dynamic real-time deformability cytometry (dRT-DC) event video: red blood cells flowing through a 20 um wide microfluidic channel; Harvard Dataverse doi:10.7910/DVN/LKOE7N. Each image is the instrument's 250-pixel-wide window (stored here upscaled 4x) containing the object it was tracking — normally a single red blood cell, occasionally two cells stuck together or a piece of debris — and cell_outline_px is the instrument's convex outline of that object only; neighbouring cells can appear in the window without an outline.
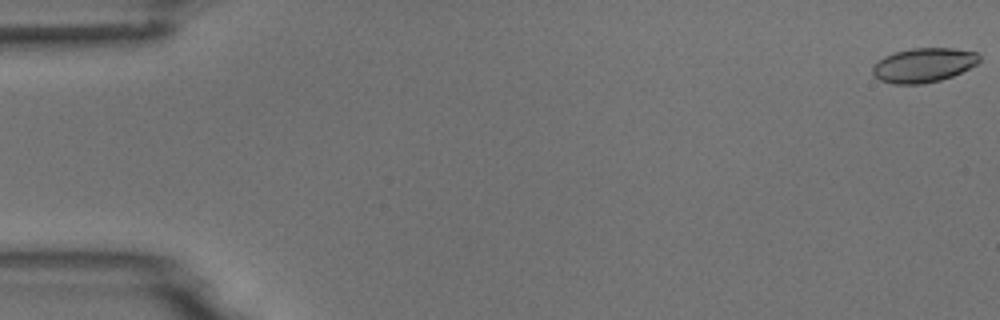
{"species": "common noctule bat (a hibernating species)", "species_latin": "Nyctalus noctula", "temperature_condition": "room temperature", "stored_images_in_passage": 8, "camera_frame_rate_fps": 3000, "um_per_image_px": 0.085, "animal": {"sex": "male", "body_mass_g": 18.8}, "frame": {"image": 1, "passage_image": 1, "time_ms": 0.0, "image_size_px": [1000, 320], "cell_outline_px": [[980, 60], [976, 64], [952, 76], [940, 80], [920, 84], [892, 84], [880, 80], [872, 72], [872, 68], [884, 56], [892, 52], [912, 48], [952, 48], [976, 52], [980, 56]], "centroid_in_image_um": [78.49, 5.53], "position_along_channel_um": 6.5, "area_um2": 21.21}}
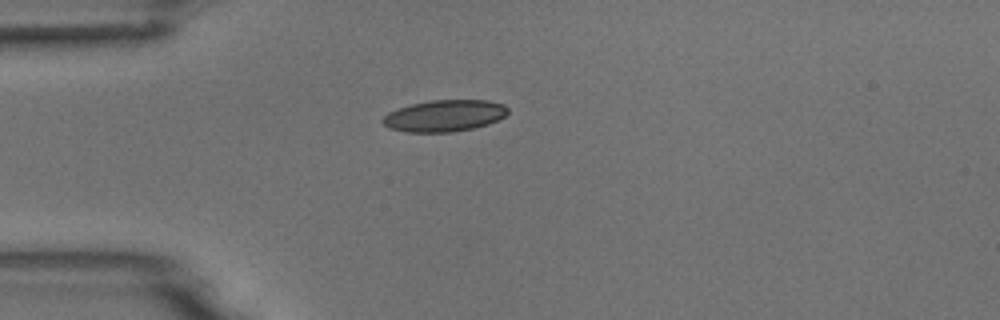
{"frame": {"image": 2, "passage_image": 5, "time_ms": 1.333, "image_size_px": [1000, 320], "cell_outline_px": [[508, 112], [504, 116], [488, 124], [472, 128], [452, 132], [408, 132], [388, 128], [380, 120], [388, 112], [396, 108], [412, 104], [432, 100], [488, 100], [504, 104], [508, 108]], "centroid_in_image_um": [37.75, 9.83], "position_along_channel_um": 47.2, "area_um2": 23.06}}